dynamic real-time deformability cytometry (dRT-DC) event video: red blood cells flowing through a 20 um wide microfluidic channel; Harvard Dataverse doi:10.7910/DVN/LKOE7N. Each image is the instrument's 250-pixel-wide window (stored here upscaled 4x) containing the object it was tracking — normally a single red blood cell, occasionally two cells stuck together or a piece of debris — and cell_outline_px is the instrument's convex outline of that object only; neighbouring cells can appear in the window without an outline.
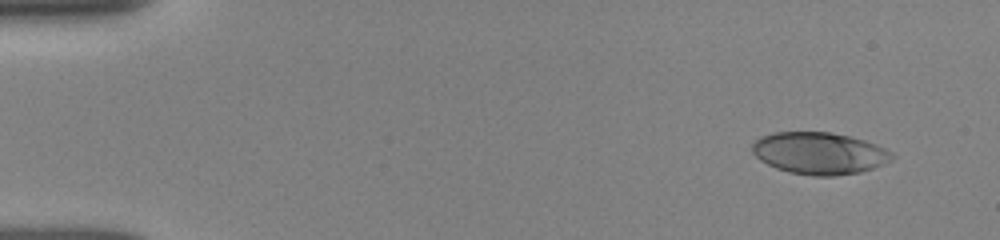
{"species": "human", "species_latin": "Homo sapiens", "temperature_condition": "room temperature", "stored_images_in_passage": 8, "camera_frame_rate_fps": 3000, "um_per_image_px": 0.085, "donor": {"sex": "female"}, "frame": {"image": 1, "passage_image": 1, "time_ms": 0.0, "image_size_px": [1000, 240], "cell_outline_px": [[896, 156], [892, 160], [884, 164], [860, 172], [836, 176], [812, 176], [788, 172], [776, 168], [760, 160], [752, 152], [752, 144], [760, 136], [772, 132], [828, 132], [848, 136], [864, 140], [876, 144], [892, 152]], "centroid_in_image_um": [69.64, 13.03], "position_along_channel_um": 15.4, "area_um2": 34.33}}
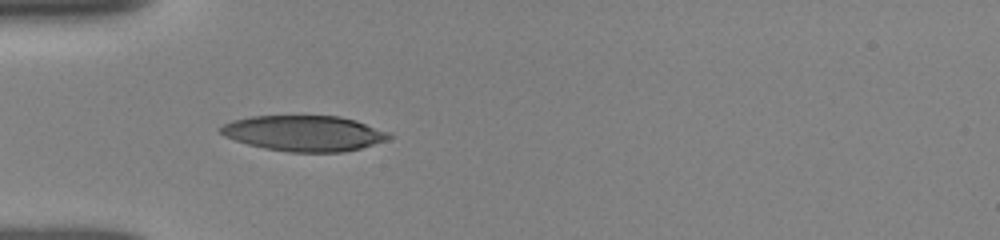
{"frame": {"image": 2, "passage_image": 6, "time_ms": 4.0, "image_size_px": [1000, 240], "cell_outline_px": [[396, 136], [388, 140], [360, 148], [344, 152], [288, 152], [264, 148], [248, 144], [224, 136], [220, 132], [220, 128], [224, 124], [232, 120], [252, 116], [340, 116], [356, 120], [388, 132]], "centroid_in_image_um": [25.88, 11.33], "position_along_channel_um": 59.1, "area_um2": 34.97}}
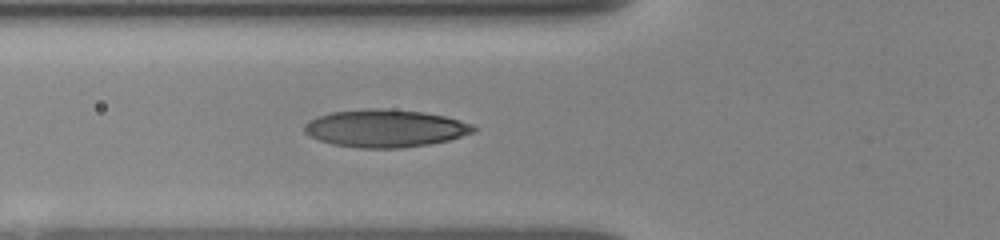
{"frame": {"image": 3, "passage_image": 8, "time_ms": 5.0, "image_size_px": [1000, 240], "cell_outline_px": [[476, 132], [448, 140], [428, 144], [400, 148], [360, 148], [332, 144], [320, 140], [304, 132], [304, 124], [308, 120], [316, 116], [332, 112], [372, 108], [384, 108], [424, 112], [444, 116], [472, 124], [476, 128]], "centroid_in_image_um": [32.73, 10.9], "position_along_channel_um": 93.1, "area_um2": 37.05}}